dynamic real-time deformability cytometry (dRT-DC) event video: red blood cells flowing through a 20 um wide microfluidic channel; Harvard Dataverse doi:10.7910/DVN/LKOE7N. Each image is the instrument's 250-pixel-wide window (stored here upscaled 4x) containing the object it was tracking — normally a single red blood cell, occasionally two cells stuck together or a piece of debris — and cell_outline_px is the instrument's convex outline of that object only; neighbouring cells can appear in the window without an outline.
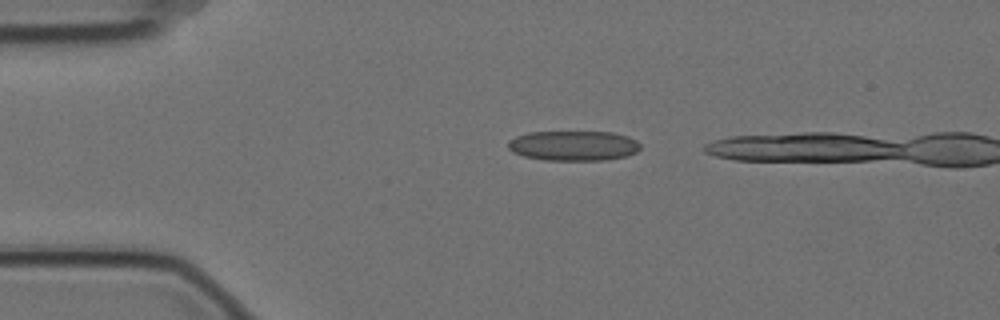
{"species": "Egyptian fruit bat (a non-hibernating species)", "species_latin": "Rousettus aegyptiacus", "temperature_condition": "cold", "stored_images_in_passage": 6, "camera_frame_rate_fps": 3000, "um_per_image_px": 0.085, "animal": {"sex": "female"}, "frame": {"image": 1, "passage_image": 4, "time_ms": 1.0, "image_size_px": [1000, 320], "cell_outline_px": [[640, 148], [636, 152], [628, 156], [604, 160], [544, 160], [524, 156], [512, 152], [508, 148], [508, 140], [516, 136], [528, 132], [612, 132], [628, 136], [636, 140], [640, 144]], "centroid_in_image_um": [48.74, 12.38], "position_along_channel_um": 36.3, "area_um2": 23.24}}